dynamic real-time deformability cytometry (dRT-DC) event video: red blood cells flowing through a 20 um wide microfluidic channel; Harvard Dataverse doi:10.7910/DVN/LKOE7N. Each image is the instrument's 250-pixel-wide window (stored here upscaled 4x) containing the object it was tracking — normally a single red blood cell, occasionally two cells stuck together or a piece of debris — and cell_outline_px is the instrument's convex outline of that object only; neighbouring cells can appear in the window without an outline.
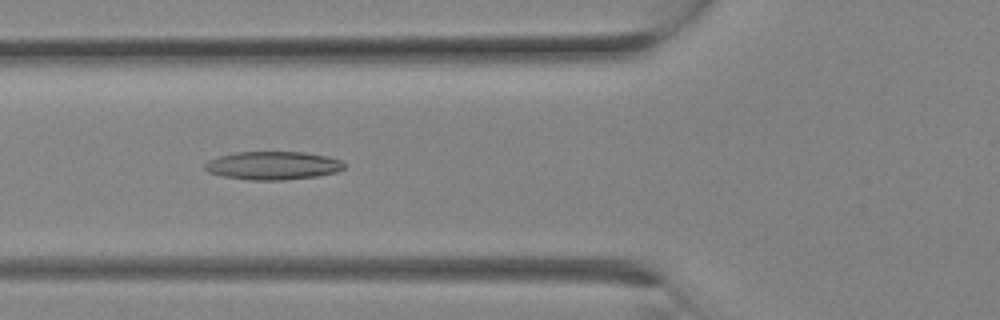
{"species": "Egyptian fruit bat (a non-hibernating species)", "species_latin": "Rousettus aegyptiacus", "temperature_condition": "room temperature", "stored_images_in_passage": 12, "camera_frame_rate_fps": 3000, "um_per_image_px": 0.085, "animal": {"sex": "female"}, "frame": {"image": 1, "passage_image": 9, "time_ms": 2.667, "image_size_px": [1000, 320], "cell_outline_px": [[344, 168], [336, 172], [316, 176], [284, 180], [248, 180], [224, 176], [208, 172], [204, 168], [204, 164], [208, 160], [220, 156], [236, 152], [304, 152], [328, 156], [340, 160], [344, 164]], "centroid_in_image_um": [23.18, 14.07], "position_along_channel_um": 102.6, "area_um2": 22.89}}
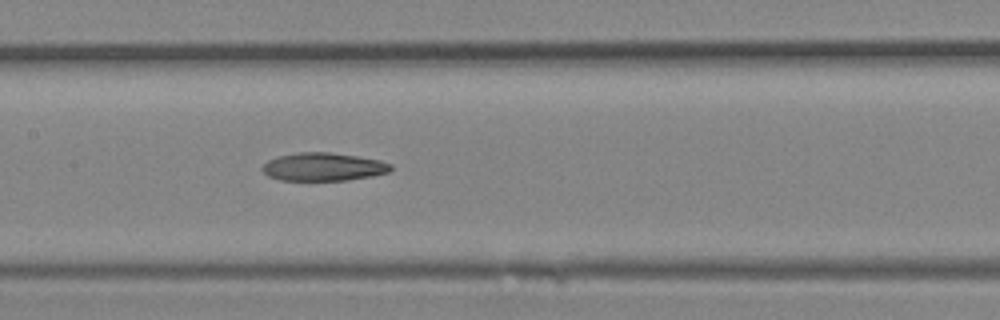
{"frame": {"image": 2, "passage_image": 12, "time_ms": 3.667, "image_size_px": [1000, 320], "cell_outline_px": [[392, 168], [388, 172], [372, 176], [344, 180], [280, 180], [268, 176], [260, 168], [268, 160], [280, 156], [296, 152], [328, 152], [356, 156], [380, 160], [392, 164]], "centroid_in_image_um": [27.47, 14.18], "position_along_channel_um": 179.9, "area_um2": 20.92}}